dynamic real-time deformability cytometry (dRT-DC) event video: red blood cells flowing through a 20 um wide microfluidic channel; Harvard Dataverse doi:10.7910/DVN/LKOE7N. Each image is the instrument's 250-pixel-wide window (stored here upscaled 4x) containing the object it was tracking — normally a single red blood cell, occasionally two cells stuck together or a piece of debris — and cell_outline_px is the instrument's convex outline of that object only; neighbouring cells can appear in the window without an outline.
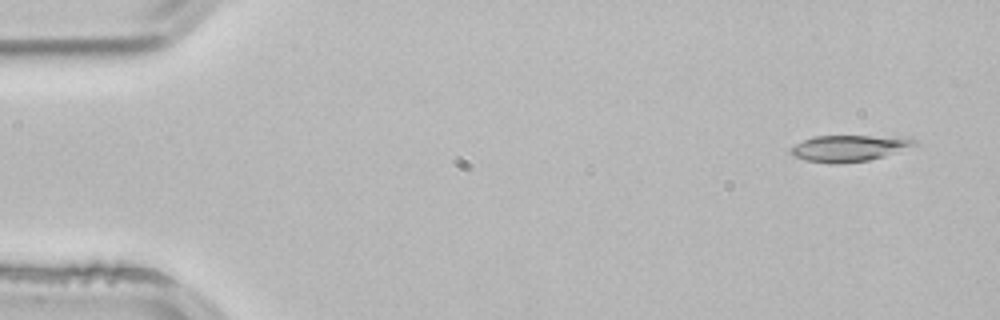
{"species": "common noctule bat (a hibernating species)", "species_latin": "Nyctalus noctula", "temperature_condition": "room temperature", "stored_images_in_passage": 4, "camera_frame_rate_fps": 3000, "um_per_image_px": 0.085, "animal": {"sex": "male", "body_mass_g": 21.5, "forearm_length_mm": 52.0}, "frame": {"image": 1, "passage_image": 1, "time_ms": 0.0, "image_size_px": [1000, 320], "cell_outline_px": [[920, 148], [868, 160], [836, 164], [808, 160], [792, 156], [788, 152], [796, 144], [804, 140], [816, 136], [872, 136], [916, 140], [920, 144]], "centroid_in_image_um": [72.27, 12.61], "position_along_channel_um": 12.7, "area_um2": 19.07}}
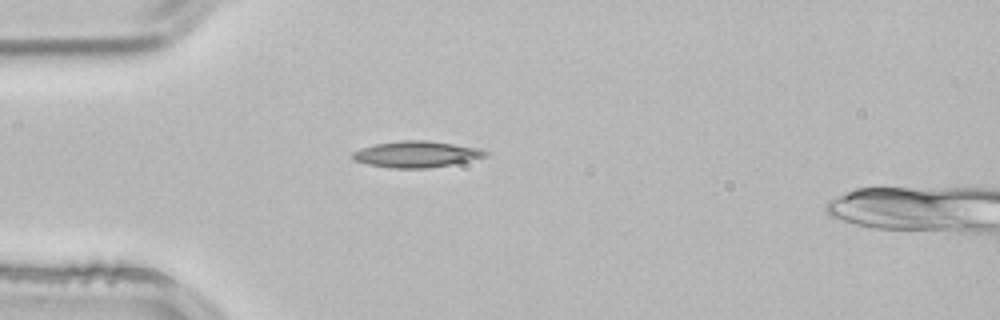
{"frame": {"image": 2, "passage_image": 3, "time_ms": 0.667, "image_size_px": [1000, 320], "cell_outline_px": [[488, 156], [428, 168], [392, 168], [368, 164], [356, 160], [352, 156], [352, 152], [360, 148], [376, 144], [400, 140], [424, 140], [480, 148], [488, 152]], "centroid_in_image_um": [35.37, 13.1], "position_along_channel_um": 49.6, "area_um2": 19.94}}